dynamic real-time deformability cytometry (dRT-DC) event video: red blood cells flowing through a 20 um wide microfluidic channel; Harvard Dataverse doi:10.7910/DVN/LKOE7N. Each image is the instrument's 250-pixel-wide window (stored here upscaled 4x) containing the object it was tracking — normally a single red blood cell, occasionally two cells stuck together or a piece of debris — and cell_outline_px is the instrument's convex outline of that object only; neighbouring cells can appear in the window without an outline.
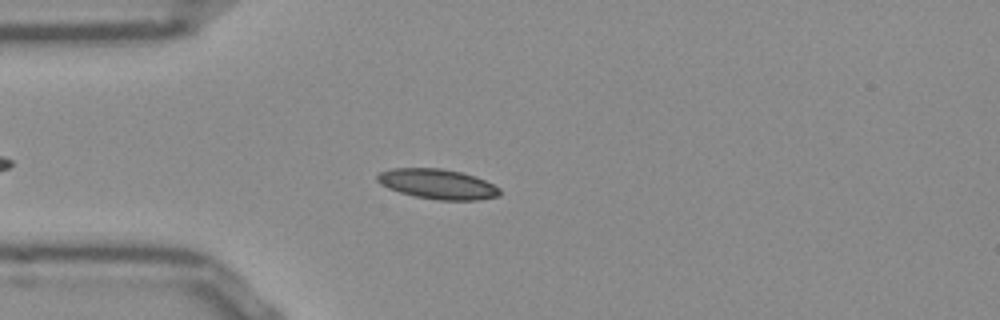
{"species": "Egyptian fruit bat (a non-hibernating species)", "species_latin": "Rousettus aegyptiacus", "temperature_condition": "room temperature", "stored_images_in_passage": 48, "camera_frame_rate_fps": 3000, "um_per_image_px": 0.085, "frame": {"image": 1, "passage_image": 9, "time_ms": 2.667, "image_size_px": [1000, 320], "cell_outline_px": [[500, 196], [476, 200], [440, 200], [416, 196], [400, 192], [388, 188], [380, 184], [376, 180], [376, 176], [380, 172], [392, 168], [440, 168], [460, 172], [476, 176], [500, 188]], "centroid_in_image_um": [37.19, 15.64], "position_along_channel_um": 47.8, "area_um2": 21.33}}
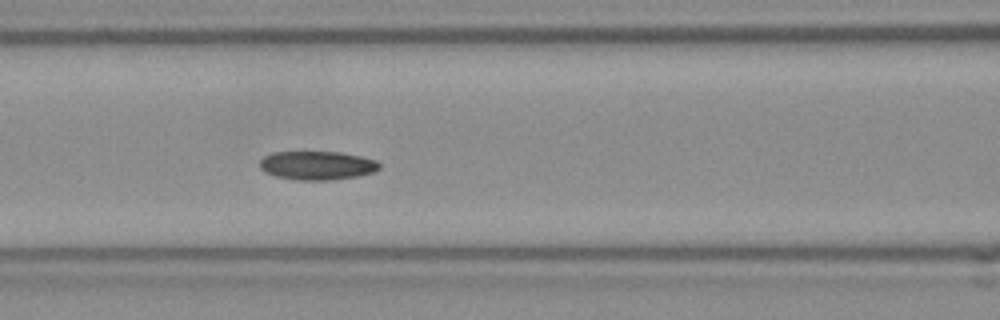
{"frame": {"image": 2, "passage_image": 17, "time_ms": 5.333, "image_size_px": [1000, 320], "cell_outline_px": [[380, 168], [372, 172], [356, 176], [332, 180], [296, 180], [276, 176], [264, 172], [260, 168], [260, 160], [264, 156], [272, 152], [340, 152], [360, 156], [376, 160], [380, 164]], "centroid_in_image_um": [26.93, 14.06], "position_along_channel_um": 139.7, "area_um2": 20.0}}
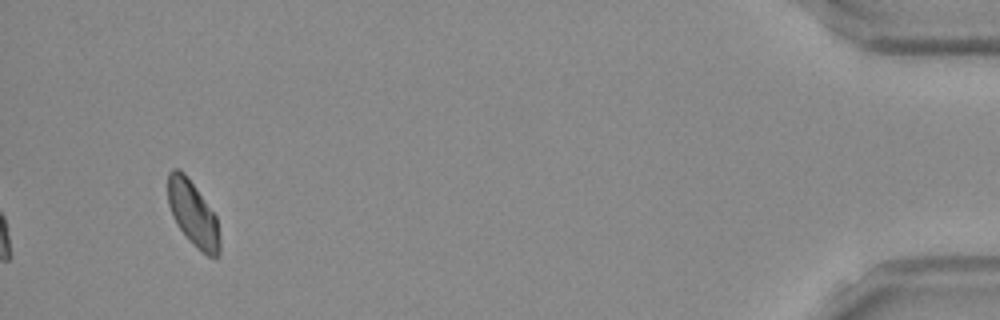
{"frame": {"image": 3, "passage_image": 45, "time_ms": 14.667, "image_size_px": [1000, 320], "cell_outline_px": [[220, 252], [216, 256], [208, 256], [176, 224], [172, 216], [168, 204], [168, 172], [172, 168], [180, 168], [184, 172], [196, 188], [216, 216], [220, 240]], "centroid_in_image_um": [16.38, 18.08], "position_along_channel_um": 418.8, "area_um2": 19.13}, "authors_computed_cell_mechanics": {"area_um2": 19.9988, "velocity_mm_per_s": 3.8465, "shape_relaxation_time_tau1_ms": 7.7617, "shape_relaxation_time_tau2_ms": null, "deformation_change_tau1": 0.1163, "deformation_change_tau2": null}}